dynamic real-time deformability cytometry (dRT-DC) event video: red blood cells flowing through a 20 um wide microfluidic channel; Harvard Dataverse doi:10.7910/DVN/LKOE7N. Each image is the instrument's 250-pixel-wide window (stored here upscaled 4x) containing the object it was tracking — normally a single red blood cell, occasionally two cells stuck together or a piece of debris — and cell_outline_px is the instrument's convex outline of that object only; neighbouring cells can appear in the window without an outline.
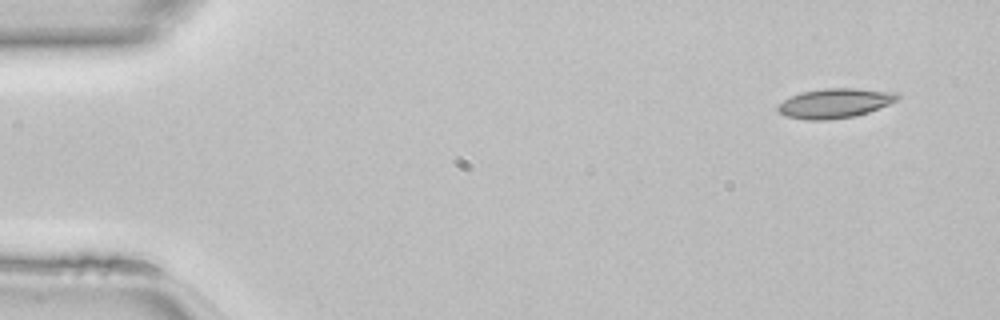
{"species": "common noctule bat (a hibernating species)", "species_latin": "Nyctalus noctula", "temperature_condition": "room temperature", "stored_images_in_passage": 45, "camera_frame_rate_fps": 3000, "um_per_image_px": 0.085, "animal": {"sex": "female", "body_mass_g": 22.7, "forearm_length_mm": 54.2}, "frame": {"image": 1, "passage_image": 1, "time_ms": 0.0, "image_size_px": [1000, 320], "cell_outline_px": [[900, 96], [896, 100], [888, 104], [868, 112], [852, 116], [828, 120], [808, 120], [788, 116], [780, 112], [776, 108], [776, 104], [800, 92], [824, 88], [856, 88], [900, 92]], "centroid_in_image_um": [70.97, 8.75], "position_along_channel_um": 14.0, "area_um2": 20.58}}
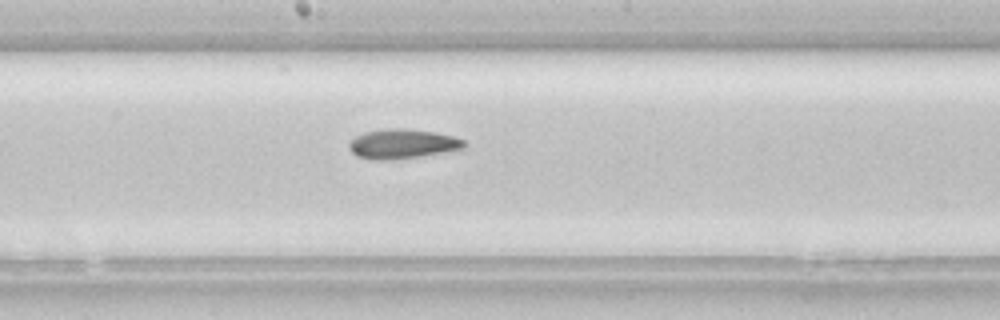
{"frame": {"image": 2, "passage_image": 23, "time_ms": 7.333, "image_size_px": [1000, 320], "cell_outline_px": [[468, 144], [464, 148], [444, 152], [420, 156], [392, 160], [372, 160], [356, 156], [348, 148], [348, 144], [356, 136], [364, 132], [396, 128], [404, 128], [432, 132], [456, 136], [464, 140]], "centroid_in_image_um": [34.21, 12.24], "position_along_channel_um": 214.0, "area_um2": 19.83}}
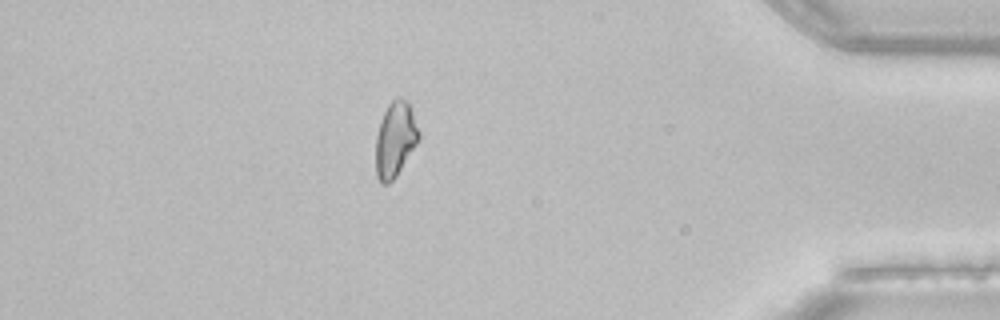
{"frame": {"image": 3, "passage_image": 39, "time_ms": 12.667, "image_size_px": [1000, 320], "cell_outline_px": [[420, 136], [416, 144], [396, 176], [388, 184], [380, 184], [376, 176], [376, 136], [384, 112], [388, 104], [396, 96], [400, 96], [408, 100], [412, 108], [420, 132]], "centroid_in_image_um": [33.6, 11.81], "position_along_channel_um": 401.6, "area_um2": 18.96}}